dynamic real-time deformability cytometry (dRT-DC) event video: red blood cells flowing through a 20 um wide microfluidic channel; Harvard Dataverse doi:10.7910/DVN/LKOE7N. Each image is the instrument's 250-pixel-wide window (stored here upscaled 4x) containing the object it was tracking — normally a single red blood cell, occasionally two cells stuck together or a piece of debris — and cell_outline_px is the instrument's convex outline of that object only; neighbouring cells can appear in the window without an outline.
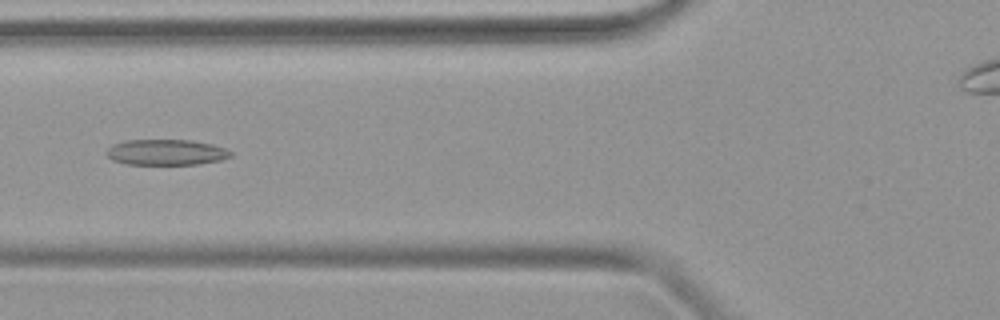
{"species": "common noctule bat (a hibernating species)", "species_latin": "Nyctalus noctula", "temperature_condition": "warm", "stored_images_in_passage": 30, "camera_frame_rate_fps": 3000, "um_per_image_px": 0.085, "animal": {"sex": "female", "body_mass_g": 19.9}, "frame": {"image": 1, "passage_image": 6, "time_ms": 1.667, "image_size_px": [1000, 320], "cell_outline_px": [[232, 156], [220, 160], [200, 164], [128, 164], [112, 160], [104, 152], [112, 144], [124, 140], [192, 140], [212, 144], [224, 148], [232, 152]], "centroid_in_image_um": [14.1, 12.94], "position_along_channel_um": 111.7, "area_um2": 18.67}}
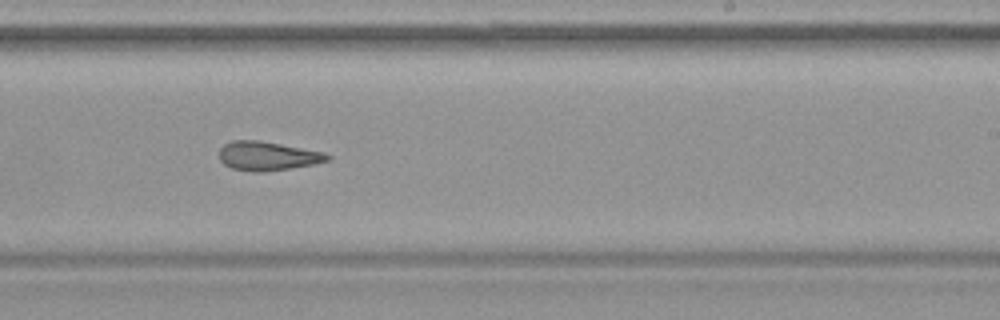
{"frame": {"image": 2, "passage_image": 17, "time_ms": 5.333, "image_size_px": [1000, 320], "cell_outline_px": [[332, 160], [312, 164], [264, 172], [252, 172], [232, 168], [224, 164], [220, 160], [220, 148], [224, 144], [232, 140], [260, 140], [324, 152], [332, 156]], "centroid_in_image_um": [22.75, 13.25], "position_along_channel_um": 266.3, "area_um2": 18.26}}
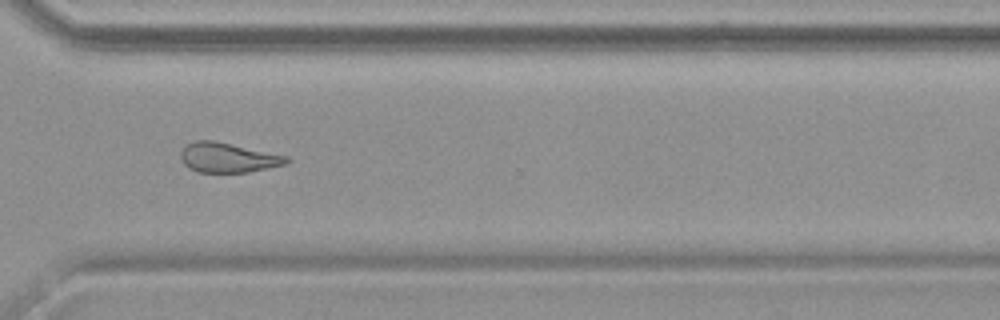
{"frame": {"image": 3, "passage_image": 23, "time_ms": 7.333, "image_size_px": [1000, 320], "cell_outline_px": [[292, 160], [288, 164], [248, 172], [196, 172], [188, 168], [184, 164], [180, 156], [180, 152], [184, 144], [196, 140], [212, 140], [232, 144], [288, 156]], "centroid_in_image_um": [19.37, 13.39], "position_along_channel_um": 351.2, "area_um2": 18.55}}